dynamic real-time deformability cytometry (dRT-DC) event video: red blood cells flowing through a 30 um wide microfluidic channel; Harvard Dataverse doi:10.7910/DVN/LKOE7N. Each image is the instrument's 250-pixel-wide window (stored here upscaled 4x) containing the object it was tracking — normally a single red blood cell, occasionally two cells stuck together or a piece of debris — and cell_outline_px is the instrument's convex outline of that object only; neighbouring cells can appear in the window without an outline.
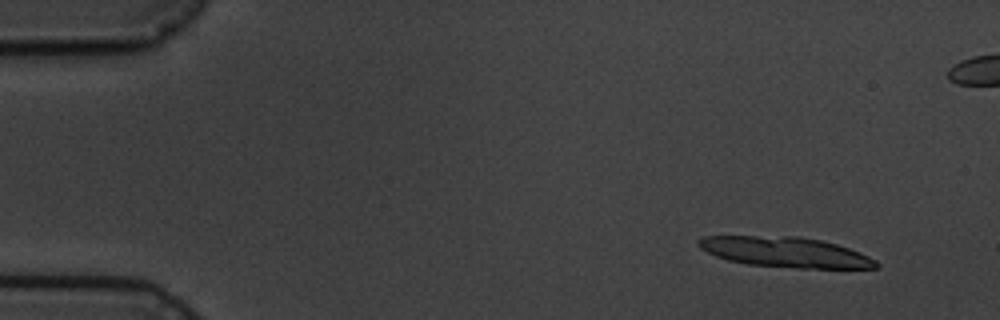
{"species": "common noctule bat (a hibernating species)", "species_latin": "Nyctalus noctula", "temperature_condition": "cold", "stored_images_in_passage": 8, "camera_frame_rate_fps": 3000, "um_per_image_px": 0.085, "animal": {"sex": "male", "body_mass_g": 19.5, "forearm_length_mm": 54.6}, "frame": {"image": 1, "passage_image": 2, "time_ms": 1.333, "image_size_px": [1000, 320], "cell_outline_px": [[880, 268], [796, 268], [748, 264], [728, 260], [716, 256], [700, 248], [696, 244], [696, 240], [704, 236], [796, 236], [820, 240], [836, 244], [860, 252], [876, 260], [880, 264]], "centroid_in_image_um": [66.76, 21.43], "position_along_channel_um": 18.2, "area_um2": 31.33}}
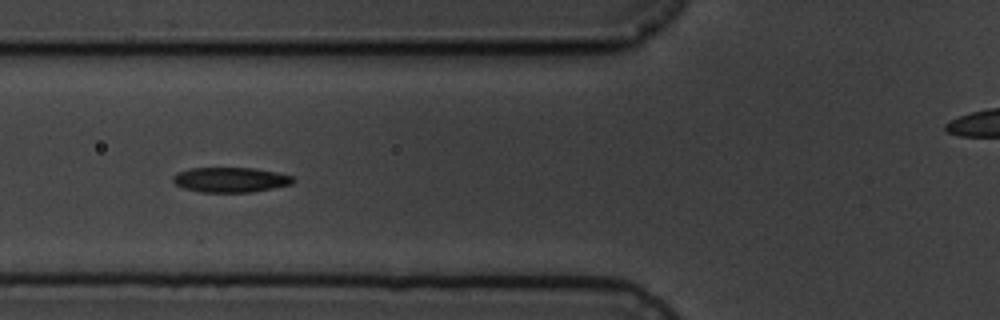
{"frame": {"image": 2, "passage_image": 7, "time_ms": 7.0, "image_size_px": [1000, 320], "cell_outline_px": [[296, 180], [292, 184], [252, 192], [200, 192], [184, 188], [176, 184], [172, 180], [172, 176], [176, 172], [188, 168], [252, 168], [276, 172], [292, 176]], "centroid_in_image_um": [19.56, 15.28], "position_along_channel_um": 106.2, "area_um2": 17.51}}
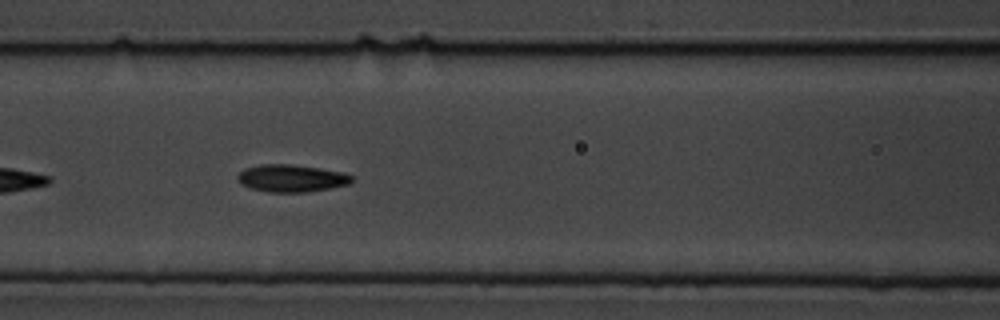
{"frame": {"image": 3, "passage_image": 8, "time_ms": 8.0, "image_size_px": [1000, 320], "cell_outline_px": [[352, 180], [348, 184], [308, 192], [268, 192], [248, 188], [240, 184], [236, 180], [236, 176], [244, 168], [260, 164], [288, 164], [320, 168], [344, 172], [352, 176]], "centroid_in_image_um": [24.7, 15.15], "position_along_channel_um": 141.9, "area_um2": 18.32}}